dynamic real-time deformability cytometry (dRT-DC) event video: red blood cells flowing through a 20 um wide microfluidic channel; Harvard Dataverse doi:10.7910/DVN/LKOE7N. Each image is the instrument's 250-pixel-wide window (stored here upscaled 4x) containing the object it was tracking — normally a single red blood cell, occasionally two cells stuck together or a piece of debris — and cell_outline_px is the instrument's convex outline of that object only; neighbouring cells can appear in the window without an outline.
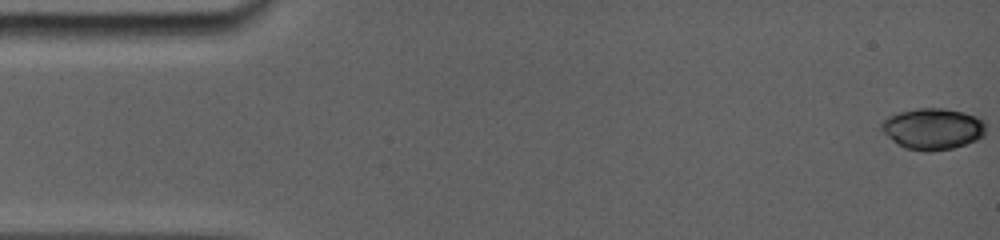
{"species": "common noctule bat (a hibernating species)", "species_latin": "Nyctalus noctula", "temperature_condition": "room temperature", "stored_images_in_passage": 28, "camera_frame_rate_fps": 5000, "um_per_image_px": 0.085, "animal": {"sex": "female", "body_mass_g": 19.0, "forearm_length_mm": 56.7}, "frame": {"image": 1, "passage_image": 1, "time_ms": 0.0, "image_size_px": [1000, 240], "cell_outline_px": [[984, 132], [980, 136], [964, 144], [948, 148], [908, 148], [900, 144], [884, 132], [884, 120], [900, 112], [920, 108], [940, 108], [960, 112], [972, 116], [980, 120], [984, 124]], "centroid_in_image_um": [79.29, 10.9], "position_along_channel_um": 5.7, "area_um2": 23.06}}
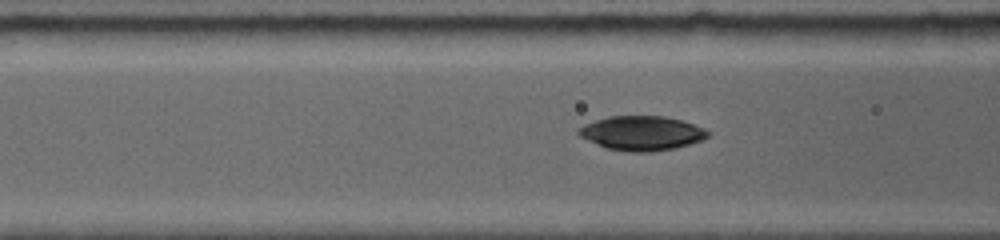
{"frame": {"image": 2, "passage_image": 16, "time_ms": 6.2, "image_size_px": [1000, 240], "cell_outline_px": [[708, 136], [700, 140], [688, 144], [672, 148], [644, 152], [628, 152], [608, 148], [580, 136], [576, 132], [584, 124], [608, 116], [664, 116], [680, 120], [692, 124], [708, 132]], "centroid_in_image_um": [54.5, 11.31], "position_along_channel_um": 112.1, "area_um2": 25.2}}
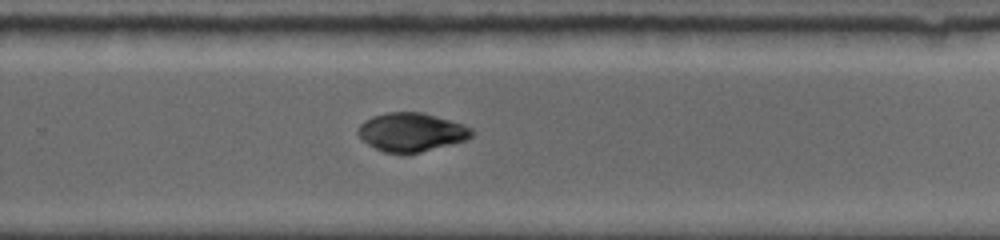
{"frame": {"image": 3, "passage_image": 28, "time_ms": 11.0, "image_size_px": [1000, 240], "cell_outline_px": [[476, 132], [472, 136], [464, 140], [420, 152], [404, 156], [384, 152], [368, 144], [356, 132], [360, 124], [364, 120], [372, 116], [384, 112], [420, 112], [436, 116], [472, 128]], "centroid_in_image_um": [34.92, 11.24], "position_along_channel_um": 294.9, "area_um2": 25.66}}